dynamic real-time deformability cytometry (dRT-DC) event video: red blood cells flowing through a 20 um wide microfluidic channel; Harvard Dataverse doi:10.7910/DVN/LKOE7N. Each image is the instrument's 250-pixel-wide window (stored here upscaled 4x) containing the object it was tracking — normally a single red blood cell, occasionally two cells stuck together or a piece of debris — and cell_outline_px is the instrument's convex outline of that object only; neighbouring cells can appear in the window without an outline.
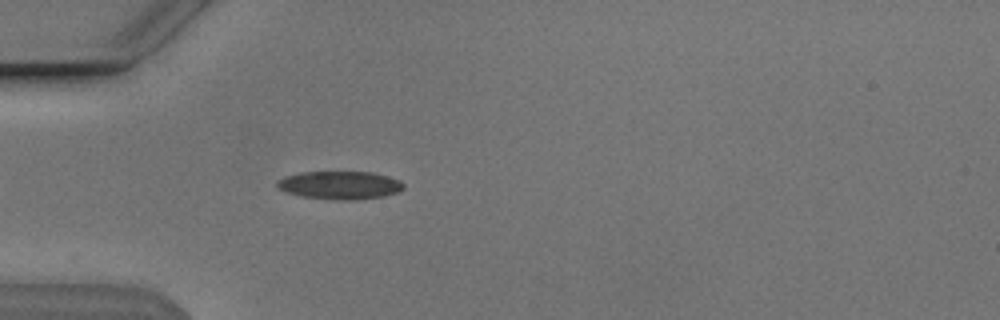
{"species": "Egyptian fruit bat (a non-hibernating species)", "species_latin": "Rousettus aegyptiacus", "temperature_condition": "cold", "stored_images_in_passage": 30, "camera_frame_rate_fps": 3000, "um_per_image_px": 0.085, "animal": {"sex": "male"}, "frame": {"image": 1, "passage_image": 7, "time_ms": 2.0, "image_size_px": [1000, 320], "cell_outline_px": [[404, 188], [400, 192], [384, 196], [356, 200], [336, 200], [300, 196], [288, 192], [280, 188], [276, 184], [276, 180], [284, 176], [300, 172], [372, 172], [388, 176], [400, 180], [404, 184]], "centroid_in_image_um": [28.92, 15.74], "position_along_channel_um": 56.1, "area_um2": 20.87}}
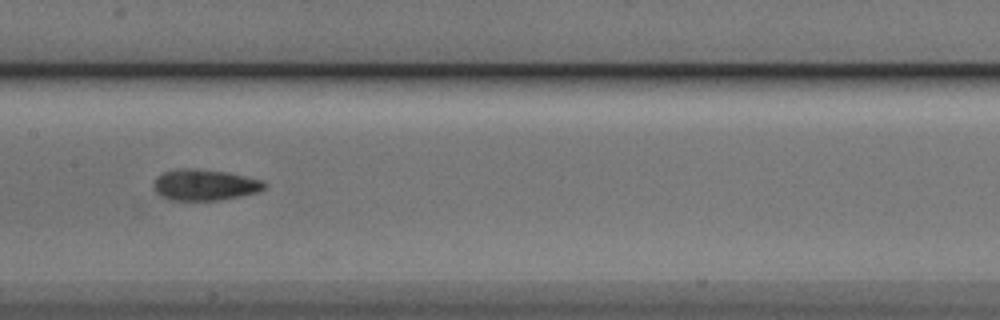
{"frame": {"image": 2, "passage_image": 18, "time_ms": 5.667, "image_size_px": [1000, 320], "cell_outline_px": [[268, 184], [264, 188], [256, 192], [240, 196], [220, 200], [172, 200], [160, 196], [156, 192], [152, 184], [156, 176], [164, 172], [176, 168], [196, 168], [228, 172], [260, 180]], "centroid_in_image_um": [17.35, 15.7], "position_along_channel_um": 190.1, "area_um2": 20.17}}
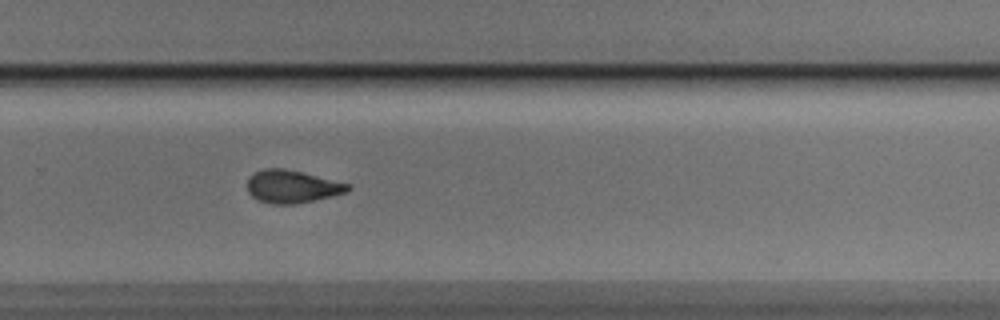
{"frame": {"image": 3, "passage_image": 27, "time_ms": 8.667, "image_size_px": [1000, 320], "cell_outline_px": [[352, 188], [348, 192], [312, 200], [292, 204], [272, 204], [256, 200], [248, 192], [248, 180], [256, 172], [264, 168], [284, 168], [352, 184]], "centroid_in_image_um": [24.84, 15.86], "position_along_channel_um": 305.0, "area_um2": 19.07}}